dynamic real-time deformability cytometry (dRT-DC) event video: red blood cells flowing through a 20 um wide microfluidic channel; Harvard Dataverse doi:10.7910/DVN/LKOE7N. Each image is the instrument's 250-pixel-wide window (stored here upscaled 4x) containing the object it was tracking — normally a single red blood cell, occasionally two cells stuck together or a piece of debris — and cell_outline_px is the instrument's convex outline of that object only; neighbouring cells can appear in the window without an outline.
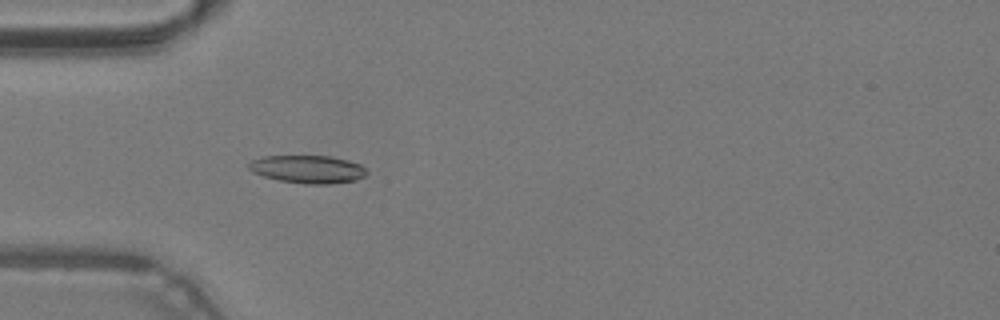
{"species": "common noctule bat (a hibernating species)", "species_latin": "Nyctalus noctula", "temperature_condition": "warm", "stored_images_in_passage": 47, "camera_frame_rate_fps": 3000, "um_per_image_px": 0.085, "animal": {"sex": "male", "body_mass_g": 19.2, "forearm_length_mm": 51.8}, "frame": {"image": 1, "passage_image": 14, "time_ms": 4.333, "image_size_px": [1000, 320], "cell_outline_px": [[368, 172], [364, 176], [356, 180], [328, 184], [304, 184], [280, 180], [264, 176], [252, 172], [248, 168], [248, 164], [252, 160], [264, 156], [332, 156], [348, 160], [360, 164]], "centroid_in_image_um": [26.17, 14.38], "position_along_channel_um": 58.8, "area_um2": 19.13}}
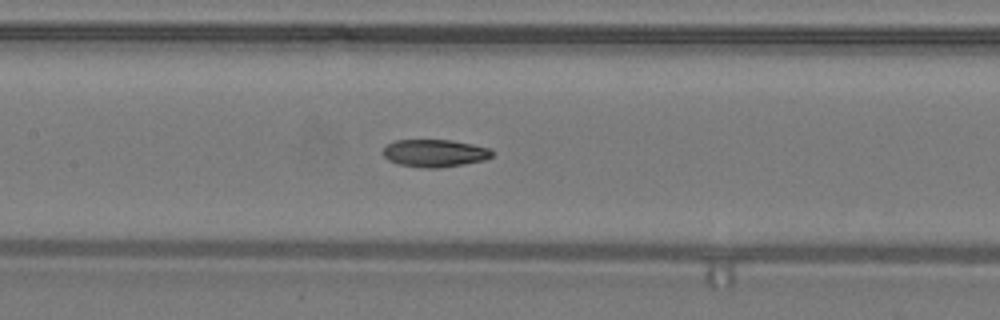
{"frame": {"image": 2, "passage_image": 22, "time_ms": 7.0, "image_size_px": [1000, 320], "cell_outline_px": [[492, 156], [484, 160], [464, 164], [440, 168], [424, 168], [400, 164], [388, 160], [384, 156], [384, 148], [388, 144], [396, 140], [452, 140], [472, 144], [488, 148], [492, 152]], "centroid_in_image_um": [36.95, 13.02], "position_along_channel_um": 170.4, "area_um2": 17.34}}
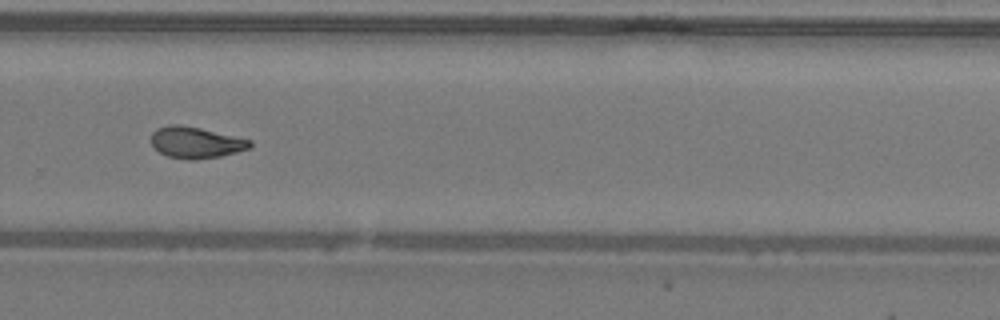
{"frame": {"image": 3, "passage_image": 32, "time_ms": 10.333, "image_size_px": [1000, 320], "cell_outline_px": [[252, 144], [248, 148], [236, 152], [220, 156], [196, 160], [188, 160], [168, 156], [160, 152], [152, 144], [152, 132], [156, 128], [168, 124], [180, 124], [200, 128], [252, 140]], "centroid_in_image_um": [16.63, 12.1], "position_along_channel_um": 313.2, "area_um2": 17.98}, "authors_computed_cell_mechanics": {"area_um2": 18.1492, "velocity_mm_per_s": 4.3032, "shape_relaxation_time_tau1_ms": null, "shape_relaxation_time_tau2_ms": 2.9513, "deformation_change_tau1": null, "deformation_change_tau2": 0.0847}}